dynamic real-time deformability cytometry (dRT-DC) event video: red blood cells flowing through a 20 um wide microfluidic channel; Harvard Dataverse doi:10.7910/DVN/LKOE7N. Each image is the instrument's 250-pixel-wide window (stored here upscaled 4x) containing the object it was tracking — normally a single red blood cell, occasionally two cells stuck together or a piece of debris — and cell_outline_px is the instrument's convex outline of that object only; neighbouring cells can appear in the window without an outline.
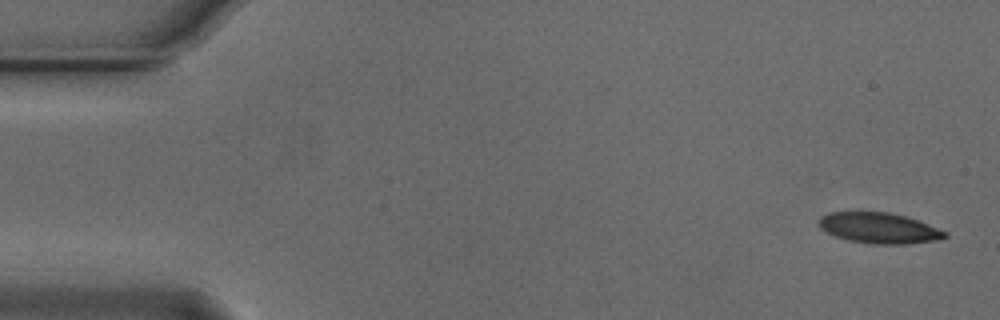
{"species": "Egyptian fruit bat (a non-hibernating species)", "species_latin": "Rousettus aegyptiacus", "temperature_condition": "cold", "stored_images_in_passage": 6, "camera_frame_rate_fps": 3000, "um_per_image_px": 0.085, "animal": {"sex": "male"}, "frame": {"image": 1, "passage_image": 1, "time_ms": 0.0, "image_size_px": [1000, 320], "cell_outline_px": [[948, 236], [940, 240], [908, 244], [872, 244], [848, 240], [836, 236], [820, 228], [820, 216], [828, 212], [888, 212], [904, 216], [928, 224], [948, 232]], "centroid_in_image_um": [74.76, 19.39], "position_along_channel_um": 10.2, "area_um2": 22.48}}
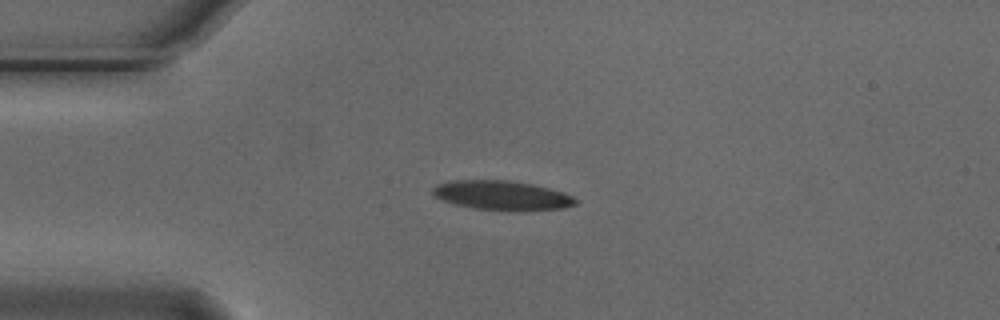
{"frame": {"image": 2, "passage_image": 4, "time_ms": 1.0, "image_size_px": [1000, 320], "cell_outline_px": [[576, 204], [564, 208], [520, 212], [508, 212], [476, 208], [452, 204], [432, 196], [432, 188], [436, 184], [452, 180], [512, 180], [532, 184], [564, 192], [572, 196], [576, 200]], "centroid_in_image_um": [42.65, 16.62], "position_along_channel_um": 42.4, "area_um2": 25.03}}
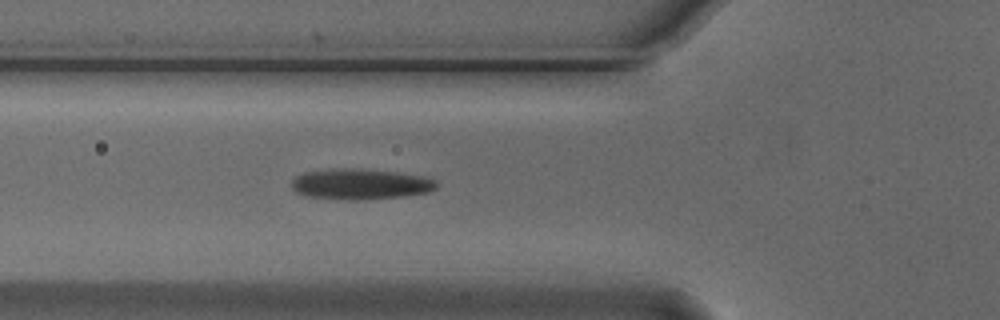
{"frame": {"image": 3, "passage_image": 6, "time_ms": 1.667, "image_size_px": [1000, 320], "cell_outline_px": [[440, 184], [436, 188], [428, 192], [404, 196], [364, 200], [348, 200], [308, 196], [296, 192], [292, 188], [292, 180], [296, 176], [304, 172], [332, 168], [360, 168], [396, 172], [424, 176], [436, 180]], "centroid_in_image_um": [30.66, 15.64], "position_along_channel_um": 95.1, "area_um2": 26.18}}